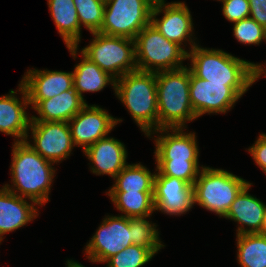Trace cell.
Returning <instances> with one entry per match:
<instances>
[{
	"label": "cell",
	"mask_w": 266,
	"mask_h": 267,
	"mask_svg": "<svg viewBox=\"0 0 266 267\" xmlns=\"http://www.w3.org/2000/svg\"><path fill=\"white\" fill-rule=\"evenodd\" d=\"M86 104L74 88L47 100H29L39 115L30 122H69Z\"/></svg>",
	"instance_id": "cell-19"
},
{
	"label": "cell",
	"mask_w": 266,
	"mask_h": 267,
	"mask_svg": "<svg viewBox=\"0 0 266 267\" xmlns=\"http://www.w3.org/2000/svg\"><path fill=\"white\" fill-rule=\"evenodd\" d=\"M115 207L127 218L150 217L155 211L153 192L108 191Z\"/></svg>",
	"instance_id": "cell-24"
},
{
	"label": "cell",
	"mask_w": 266,
	"mask_h": 267,
	"mask_svg": "<svg viewBox=\"0 0 266 267\" xmlns=\"http://www.w3.org/2000/svg\"><path fill=\"white\" fill-rule=\"evenodd\" d=\"M158 129L186 128L187 121L197 119L190 102V69L156 73Z\"/></svg>",
	"instance_id": "cell-2"
},
{
	"label": "cell",
	"mask_w": 266,
	"mask_h": 267,
	"mask_svg": "<svg viewBox=\"0 0 266 267\" xmlns=\"http://www.w3.org/2000/svg\"><path fill=\"white\" fill-rule=\"evenodd\" d=\"M17 91L22 94V101L17 98ZM17 91L10 90L9 94L0 97V132L14 136L15 142H24L30 134L31 117L26 112L29 99L22 83Z\"/></svg>",
	"instance_id": "cell-16"
},
{
	"label": "cell",
	"mask_w": 266,
	"mask_h": 267,
	"mask_svg": "<svg viewBox=\"0 0 266 267\" xmlns=\"http://www.w3.org/2000/svg\"><path fill=\"white\" fill-rule=\"evenodd\" d=\"M155 253L140 245L132 244L121 252L111 256L105 261L107 267H142L147 264Z\"/></svg>",
	"instance_id": "cell-29"
},
{
	"label": "cell",
	"mask_w": 266,
	"mask_h": 267,
	"mask_svg": "<svg viewBox=\"0 0 266 267\" xmlns=\"http://www.w3.org/2000/svg\"><path fill=\"white\" fill-rule=\"evenodd\" d=\"M155 223L147 217L129 218V229L132 231V243L151 249L155 254L165 247L159 238Z\"/></svg>",
	"instance_id": "cell-27"
},
{
	"label": "cell",
	"mask_w": 266,
	"mask_h": 267,
	"mask_svg": "<svg viewBox=\"0 0 266 267\" xmlns=\"http://www.w3.org/2000/svg\"><path fill=\"white\" fill-rule=\"evenodd\" d=\"M122 119H116L97 105L86 104L69 122L71 136L76 147L83 152L92 144L106 137Z\"/></svg>",
	"instance_id": "cell-13"
},
{
	"label": "cell",
	"mask_w": 266,
	"mask_h": 267,
	"mask_svg": "<svg viewBox=\"0 0 266 267\" xmlns=\"http://www.w3.org/2000/svg\"><path fill=\"white\" fill-rule=\"evenodd\" d=\"M84 154L91 163L90 170L96 175H108L113 179L128 164L125 145L113 138L104 137L89 146Z\"/></svg>",
	"instance_id": "cell-17"
},
{
	"label": "cell",
	"mask_w": 266,
	"mask_h": 267,
	"mask_svg": "<svg viewBox=\"0 0 266 267\" xmlns=\"http://www.w3.org/2000/svg\"><path fill=\"white\" fill-rule=\"evenodd\" d=\"M20 82L29 100H47L73 88V72L29 69Z\"/></svg>",
	"instance_id": "cell-18"
},
{
	"label": "cell",
	"mask_w": 266,
	"mask_h": 267,
	"mask_svg": "<svg viewBox=\"0 0 266 267\" xmlns=\"http://www.w3.org/2000/svg\"><path fill=\"white\" fill-rule=\"evenodd\" d=\"M151 1L154 2V3H157V2H163L165 0H151Z\"/></svg>",
	"instance_id": "cell-38"
},
{
	"label": "cell",
	"mask_w": 266,
	"mask_h": 267,
	"mask_svg": "<svg viewBox=\"0 0 266 267\" xmlns=\"http://www.w3.org/2000/svg\"><path fill=\"white\" fill-rule=\"evenodd\" d=\"M114 91L146 136L158 130L156 73L128 72L116 79Z\"/></svg>",
	"instance_id": "cell-3"
},
{
	"label": "cell",
	"mask_w": 266,
	"mask_h": 267,
	"mask_svg": "<svg viewBox=\"0 0 266 267\" xmlns=\"http://www.w3.org/2000/svg\"><path fill=\"white\" fill-rule=\"evenodd\" d=\"M190 71L209 83H255L254 64L220 49L195 45L187 52Z\"/></svg>",
	"instance_id": "cell-4"
},
{
	"label": "cell",
	"mask_w": 266,
	"mask_h": 267,
	"mask_svg": "<svg viewBox=\"0 0 266 267\" xmlns=\"http://www.w3.org/2000/svg\"><path fill=\"white\" fill-rule=\"evenodd\" d=\"M28 131L34 140L26 139L28 145L52 163L68 158L75 146L68 122H30Z\"/></svg>",
	"instance_id": "cell-11"
},
{
	"label": "cell",
	"mask_w": 266,
	"mask_h": 267,
	"mask_svg": "<svg viewBox=\"0 0 266 267\" xmlns=\"http://www.w3.org/2000/svg\"><path fill=\"white\" fill-rule=\"evenodd\" d=\"M252 183L247 184L236 196L224 218L237 222V234L259 233L266 211V205L248 193ZM246 225V227H245Z\"/></svg>",
	"instance_id": "cell-20"
},
{
	"label": "cell",
	"mask_w": 266,
	"mask_h": 267,
	"mask_svg": "<svg viewBox=\"0 0 266 267\" xmlns=\"http://www.w3.org/2000/svg\"><path fill=\"white\" fill-rule=\"evenodd\" d=\"M155 173L141 163L127 164L108 191L153 192Z\"/></svg>",
	"instance_id": "cell-25"
},
{
	"label": "cell",
	"mask_w": 266,
	"mask_h": 267,
	"mask_svg": "<svg viewBox=\"0 0 266 267\" xmlns=\"http://www.w3.org/2000/svg\"><path fill=\"white\" fill-rule=\"evenodd\" d=\"M154 3L151 11L150 23L169 41L177 43L183 48L188 41L191 49L197 45L193 40V21L190 10L184 2ZM160 13H164L158 19Z\"/></svg>",
	"instance_id": "cell-12"
},
{
	"label": "cell",
	"mask_w": 266,
	"mask_h": 267,
	"mask_svg": "<svg viewBox=\"0 0 266 267\" xmlns=\"http://www.w3.org/2000/svg\"><path fill=\"white\" fill-rule=\"evenodd\" d=\"M248 151L258 167L266 174V133L260 134Z\"/></svg>",
	"instance_id": "cell-33"
},
{
	"label": "cell",
	"mask_w": 266,
	"mask_h": 267,
	"mask_svg": "<svg viewBox=\"0 0 266 267\" xmlns=\"http://www.w3.org/2000/svg\"><path fill=\"white\" fill-rule=\"evenodd\" d=\"M129 218L107 215L85 247L88 260L104 263L111 256L132 245Z\"/></svg>",
	"instance_id": "cell-10"
},
{
	"label": "cell",
	"mask_w": 266,
	"mask_h": 267,
	"mask_svg": "<svg viewBox=\"0 0 266 267\" xmlns=\"http://www.w3.org/2000/svg\"><path fill=\"white\" fill-rule=\"evenodd\" d=\"M254 83H209L190 71V102L196 117L226 113Z\"/></svg>",
	"instance_id": "cell-9"
},
{
	"label": "cell",
	"mask_w": 266,
	"mask_h": 267,
	"mask_svg": "<svg viewBox=\"0 0 266 267\" xmlns=\"http://www.w3.org/2000/svg\"><path fill=\"white\" fill-rule=\"evenodd\" d=\"M66 263H67L66 267H85L82 264H80V263H78L77 261H74V260H67Z\"/></svg>",
	"instance_id": "cell-36"
},
{
	"label": "cell",
	"mask_w": 266,
	"mask_h": 267,
	"mask_svg": "<svg viewBox=\"0 0 266 267\" xmlns=\"http://www.w3.org/2000/svg\"><path fill=\"white\" fill-rule=\"evenodd\" d=\"M12 148L10 172L13 184L4 187L42 206L49 201L51 183L56 174L52 167L54 163L40 156L26 141L14 142Z\"/></svg>",
	"instance_id": "cell-1"
},
{
	"label": "cell",
	"mask_w": 266,
	"mask_h": 267,
	"mask_svg": "<svg viewBox=\"0 0 266 267\" xmlns=\"http://www.w3.org/2000/svg\"><path fill=\"white\" fill-rule=\"evenodd\" d=\"M233 35L240 43L259 45L266 41V28L249 17L234 23Z\"/></svg>",
	"instance_id": "cell-31"
},
{
	"label": "cell",
	"mask_w": 266,
	"mask_h": 267,
	"mask_svg": "<svg viewBox=\"0 0 266 267\" xmlns=\"http://www.w3.org/2000/svg\"><path fill=\"white\" fill-rule=\"evenodd\" d=\"M26 199L12 193L4 186L1 187L0 242L4 238L3 235L27 225L38 216L36 208L38 204L36 202L30 203Z\"/></svg>",
	"instance_id": "cell-21"
},
{
	"label": "cell",
	"mask_w": 266,
	"mask_h": 267,
	"mask_svg": "<svg viewBox=\"0 0 266 267\" xmlns=\"http://www.w3.org/2000/svg\"><path fill=\"white\" fill-rule=\"evenodd\" d=\"M80 27L84 25L90 33L98 32L103 23L105 0H73Z\"/></svg>",
	"instance_id": "cell-28"
},
{
	"label": "cell",
	"mask_w": 266,
	"mask_h": 267,
	"mask_svg": "<svg viewBox=\"0 0 266 267\" xmlns=\"http://www.w3.org/2000/svg\"><path fill=\"white\" fill-rule=\"evenodd\" d=\"M184 130L185 128H160L147 135L151 138L152 134H160L154 139L156 162H198L196 135L194 132L185 133Z\"/></svg>",
	"instance_id": "cell-15"
},
{
	"label": "cell",
	"mask_w": 266,
	"mask_h": 267,
	"mask_svg": "<svg viewBox=\"0 0 266 267\" xmlns=\"http://www.w3.org/2000/svg\"><path fill=\"white\" fill-rule=\"evenodd\" d=\"M156 169L163 176L175 177L194 185L201 169L199 162H155Z\"/></svg>",
	"instance_id": "cell-30"
},
{
	"label": "cell",
	"mask_w": 266,
	"mask_h": 267,
	"mask_svg": "<svg viewBox=\"0 0 266 267\" xmlns=\"http://www.w3.org/2000/svg\"><path fill=\"white\" fill-rule=\"evenodd\" d=\"M250 18L266 28V0H249Z\"/></svg>",
	"instance_id": "cell-34"
},
{
	"label": "cell",
	"mask_w": 266,
	"mask_h": 267,
	"mask_svg": "<svg viewBox=\"0 0 266 267\" xmlns=\"http://www.w3.org/2000/svg\"><path fill=\"white\" fill-rule=\"evenodd\" d=\"M237 262L241 267H266V236L259 233L236 235Z\"/></svg>",
	"instance_id": "cell-26"
},
{
	"label": "cell",
	"mask_w": 266,
	"mask_h": 267,
	"mask_svg": "<svg viewBox=\"0 0 266 267\" xmlns=\"http://www.w3.org/2000/svg\"><path fill=\"white\" fill-rule=\"evenodd\" d=\"M249 184L223 169L203 167L193 185L194 204L225 217L239 192Z\"/></svg>",
	"instance_id": "cell-5"
},
{
	"label": "cell",
	"mask_w": 266,
	"mask_h": 267,
	"mask_svg": "<svg viewBox=\"0 0 266 267\" xmlns=\"http://www.w3.org/2000/svg\"><path fill=\"white\" fill-rule=\"evenodd\" d=\"M153 202L154 208L167 215H181L194 205L193 186L170 176H163L155 169Z\"/></svg>",
	"instance_id": "cell-14"
},
{
	"label": "cell",
	"mask_w": 266,
	"mask_h": 267,
	"mask_svg": "<svg viewBox=\"0 0 266 267\" xmlns=\"http://www.w3.org/2000/svg\"><path fill=\"white\" fill-rule=\"evenodd\" d=\"M50 15L54 20L72 57L76 60L78 45L81 41V27L73 0H47Z\"/></svg>",
	"instance_id": "cell-22"
},
{
	"label": "cell",
	"mask_w": 266,
	"mask_h": 267,
	"mask_svg": "<svg viewBox=\"0 0 266 267\" xmlns=\"http://www.w3.org/2000/svg\"><path fill=\"white\" fill-rule=\"evenodd\" d=\"M82 60L73 70V88L84 100V92H98L111 84L115 89L116 79L103 71L80 52Z\"/></svg>",
	"instance_id": "cell-23"
},
{
	"label": "cell",
	"mask_w": 266,
	"mask_h": 267,
	"mask_svg": "<svg viewBox=\"0 0 266 267\" xmlns=\"http://www.w3.org/2000/svg\"><path fill=\"white\" fill-rule=\"evenodd\" d=\"M91 43L79 52L115 79L137 70L135 40L91 33Z\"/></svg>",
	"instance_id": "cell-7"
},
{
	"label": "cell",
	"mask_w": 266,
	"mask_h": 267,
	"mask_svg": "<svg viewBox=\"0 0 266 267\" xmlns=\"http://www.w3.org/2000/svg\"><path fill=\"white\" fill-rule=\"evenodd\" d=\"M137 70L161 72L184 67L187 50L165 38L151 23L135 38Z\"/></svg>",
	"instance_id": "cell-6"
},
{
	"label": "cell",
	"mask_w": 266,
	"mask_h": 267,
	"mask_svg": "<svg viewBox=\"0 0 266 267\" xmlns=\"http://www.w3.org/2000/svg\"><path fill=\"white\" fill-rule=\"evenodd\" d=\"M222 2V13L230 22H238L250 17L249 0H219Z\"/></svg>",
	"instance_id": "cell-32"
},
{
	"label": "cell",
	"mask_w": 266,
	"mask_h": 267,
	"mask_svg": "<svg viewBox=\"0 0 266 267\" xmlns=\"http://www.w3.org/2000/svg\"><path fill=\"white\" fill-rule=\"evenodd\" d=\"M151 0H105L103 23L99 33L135 40L151 21Z\"/></svg>",
	"instance_id": "cell-8"
},
{
	"label": "cell",
	"mask_w": 266,
	"mask_h": 267,
	"mask_svg": "<svg viewBox=\"0 0 266 267\" xmlns=\"http://www.w3.org/2000/svg\"><path fill=\"white\" fill-rule=\"evenodd\" d=\"M263 67L262 64H254V81H257L264 73V76L266 77V69Z\"/></svg>",
	"instance_id": "cell-35"
},
{
	"label": "cell",
	"mask_w": 266,
	"mask_h": 267,
	"mask_svg": "<svg viewBox=\"0 0 266 267\" xmlns=\"http://www.w3.org/2000/svg\"><path fill=\"white\" fill-rule=\"evenodd\" d=\"M259 234L266 236V211H265V215L263 218V225H262V228H261Z\"/></svg>",
	"instance_id": "cell-37"
}]
</instances>
